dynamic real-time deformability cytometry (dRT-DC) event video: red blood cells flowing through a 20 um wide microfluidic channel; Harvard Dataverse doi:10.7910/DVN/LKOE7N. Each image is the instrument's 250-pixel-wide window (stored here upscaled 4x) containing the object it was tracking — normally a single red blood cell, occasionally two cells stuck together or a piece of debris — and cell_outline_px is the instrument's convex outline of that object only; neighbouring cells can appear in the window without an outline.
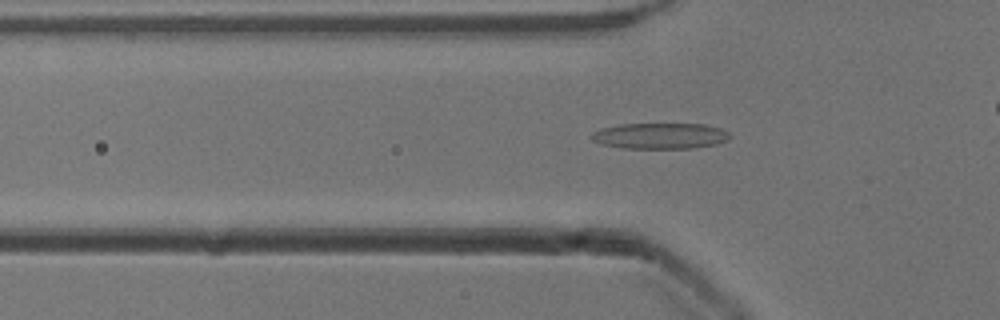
{"species": "common noctule bat (a hibernating species)", "species_latin": "Nyctalus noctula", "temperature_condition": "cold", "stored_images_in_passage": 34, "camera_frame_rate_fps": 3000, "um_per_image_px": 0.085, "animal": {"sex": "male", "body_mass_g": 13.3}, "frame": {"image": 1, "passage_image": 8, "time_ms": 2.333, "image_size_px": [1000, 320], "cell_outline_px": [[732, 136], [728, 140], [716, 144], [692, 148], [624, 148], [604, 144], [592, 140], [588, 136], [592, 132], [600, 128], [620, 124], [704, 124], [720, 128], [728, 132]], "centroid_in_image_um": [56.1, 11.54], "position_along_channel_um": 69.7, "area_um2": 20.92}}
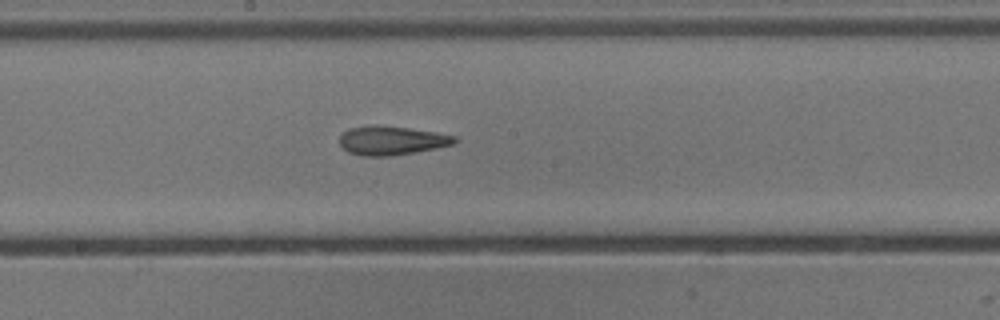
{"frame": {"image": 2, "passage_image": 19, "time_ms": 6.0, "image_size_px": [1000, 320], "cell_outline_px": [[460, 140], [452, 144], [436, 148], [416, 152], [392, 156], [360, 156], [348, 152], [340, 144], [340, 136], [344, 132], [352, 128], [376, 124], [408, 128], [436, 132], [456, 136]], "centroid_in_image_um": [33.31, 11.95], "position_along_channel_um": 214.9, "area_um2": 19.42}}
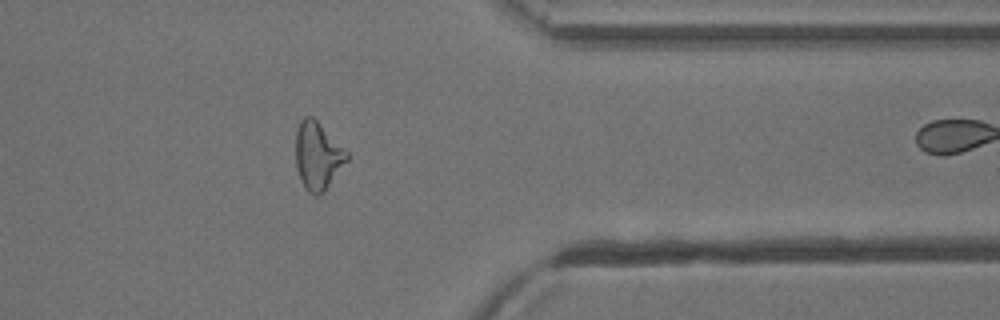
{"frame": {"image": 3, "passage_image": 33, "time_ms": 10.667, "image_size_px": [1000, 320], "cell_outline_px": [[348, 160], [324, 192], [316, 196], [312, 196], [304, 188], [300, 180], [296, 164], [296, 132], [300, 120], [304, 116], [312, 116], [348, 152]], "centroid_in_image_um": [26.99, 13.27], "position_along_channel_um": 384.4, "area_um2": 20.17}}